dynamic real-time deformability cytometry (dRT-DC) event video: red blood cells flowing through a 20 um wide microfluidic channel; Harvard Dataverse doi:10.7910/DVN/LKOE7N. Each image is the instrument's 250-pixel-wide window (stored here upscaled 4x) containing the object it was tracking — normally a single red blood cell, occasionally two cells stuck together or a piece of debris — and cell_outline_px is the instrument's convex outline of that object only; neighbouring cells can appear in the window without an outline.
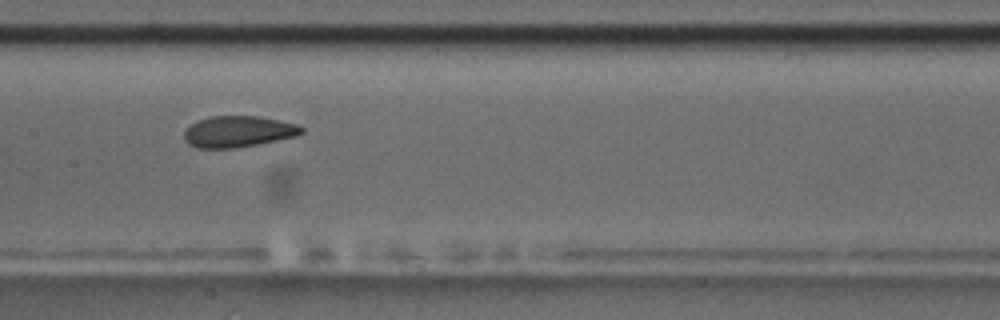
{"species": "common noctule bat (a hibernating species)", "species_latin": "Nyctalus noctula", "temperature_condition": "room temperature", "stored_images_in_passage": 9, "camera_frame_rate_fps": 3000, "um_per_image_px": 0.085, "animal": {"sex": "male", "body_mass_g": 17.5, "forearm_length_mm": 52.3}, "frame": {"image": 1, "passage_image": 8, "time_ms": 8.0, "image_size_px": [1000, 320], "cell_outline_px": [[304, 132], [296, 136], [256, 144], [232, 148], [196, 148], [188, 144], [184, 140], [184, 132], [188, 124], [196, 120], [212, 116], [260, 116], [296, 124], [304, 128]], "centroid_in_image_um": [20.19, 11.17], "position_along_channel_um": 187.2, "area_um2": 21.44}}